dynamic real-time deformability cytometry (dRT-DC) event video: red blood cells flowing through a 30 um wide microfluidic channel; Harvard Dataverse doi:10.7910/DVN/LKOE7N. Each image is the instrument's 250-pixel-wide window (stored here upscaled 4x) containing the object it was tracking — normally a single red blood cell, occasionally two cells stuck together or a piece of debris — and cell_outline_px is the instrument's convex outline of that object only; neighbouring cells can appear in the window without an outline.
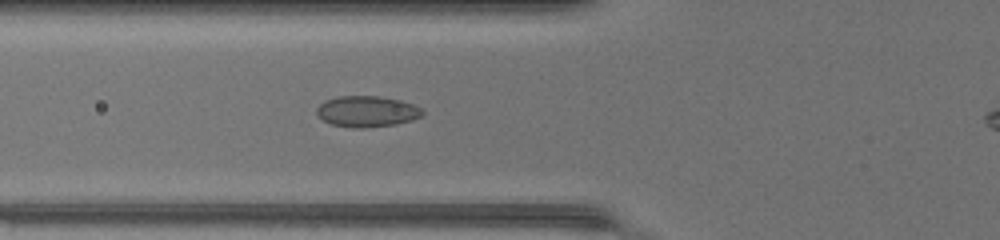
{"species": "common noctule bat (a hibernating species)", "species_latin": "Nyctalus noctula", "temperature_condition": "warm", "stored_images_in_passage": 35, "camera_frame_rate_fps": 3000, "um_per_image_px": 0.085, "animal": {"sex": "female", "body_mass_g": 17.0, "forearm_length_mm": 48.0}, "frame": {"image": 1, "passage_image": 8, "time_ms": 2.333, "image_size_px": [1000, 240], "cell_outline_px": [[424, 112], [420, 116], [412, 120], [396, 124], [364, 128], [356, 128], [332, 124], [324, 120], [316, 112], [316, 108], [324, 100], [336, 96], [376, 96], [400, 100], [412, 104], [420, 108]], "centroid_in_image_um": [31.17, 9.46], "position_along_channel_um": 94.6, "area_um2": 18.96}}
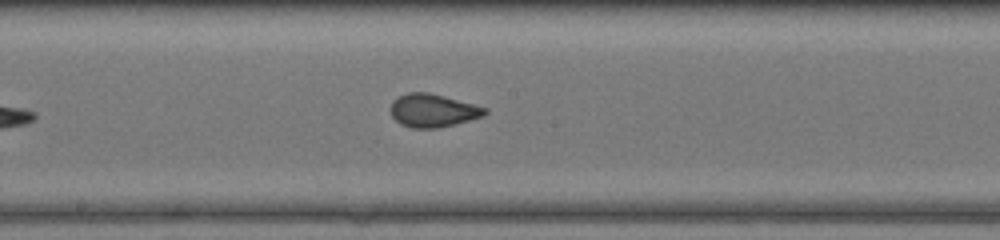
{"frame": {"image": 2, "passage_image": 16, "time_ms": 5.0, "image_size_px": [1000, 240], "cell_outline_px": [[488, 112], [484, 116], [440, 128], [412, 128], [400, 124], [392, 116], [392, 104], [400, 96], [408, 92], [428, 92], [444, 96], [488, 108]], "centroid_in_image_um": [36.84, 9.4], "position_along_channel_um": 211.4, "area_um2": 18.03}}
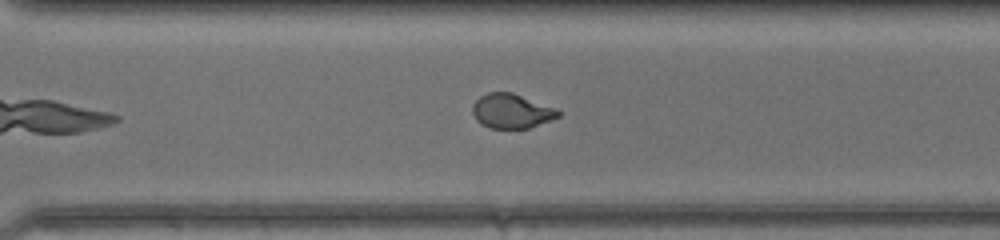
{"frame": {"image": 3, "passage_image": 24, "time_ms": 7.667, "image_size_px": [1000, 240], "cell_outline_px": [[560, 116], [528, 128], [492, 128], [480, 124], [476, 120], [472, 112], [472, 104], [480, 96], [488, 92], [512, 92], [556, 108], [560, 112]], "centroid_in_image_um": [43.45, 9.43], "position_along_channel_um": 327.2, "area_um2": 17.17}, "authors_computed_cell_mechanics": {"area_um2": 17.9758, "velocity_mm_per_s": 4.3523, "shape_relaxation_time_tau1_ms": 6.9409, "shape_relaxation_time_tau2_ms": null, "deformation_change_tau1": 0.1663, "deformation_change_tau2": null}}